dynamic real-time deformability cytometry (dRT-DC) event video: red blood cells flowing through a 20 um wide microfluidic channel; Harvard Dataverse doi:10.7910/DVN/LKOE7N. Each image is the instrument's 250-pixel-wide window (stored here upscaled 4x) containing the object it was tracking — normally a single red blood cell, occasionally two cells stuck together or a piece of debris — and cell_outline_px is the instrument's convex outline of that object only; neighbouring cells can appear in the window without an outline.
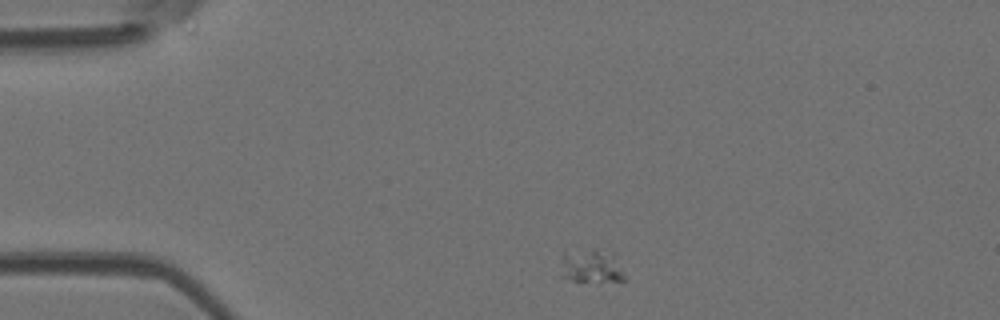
{"species": "Egyptian fruit bat (a non-hibernating species)", "species_latin": "Rousettus aegyptiacus", "temperature_condition": "room temperature", "stored_images_in_passage": 11, "camera_frame_rate_fps": 3000, "um_per_image_px": 0.085, "animal": {"sex": "female"}, "frame": {"image": 1, "passage_image": 1, "time_ms": 0.0, "image_size_px": [1000, 320], "cell_outline_px": [[628, 280], [580, 284], [564, 276], [560, 260], [564, 252], [592, 248], [596, 248], [616, 252]], "centroid_in_image_um": [50.36, 22.63], "position_along_channel_um": 34.6, "area_um2": 13.58}}
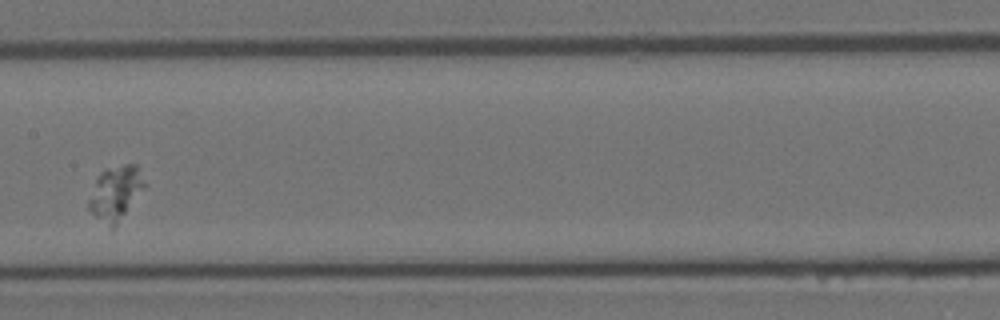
{"frame": {"image": 2, "passage_image": 5, "time_ms": 5.667, "image_size_px": [1000, 320], "cell_outline_px": [[148, 184], [116, 228], [112, 232], [88, 208], [88, 200], [96, 176], [104, 168], [124, 164], [136, 164]], "centroid_in_image_um": [9.84, 16.42], "position_along_channel_um": 197.6, "area_um2": 18.32}}
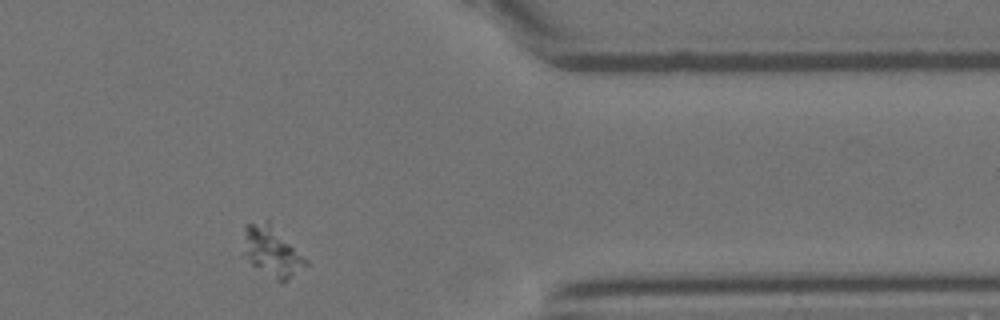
{"frame": {"image": 3, "passage_image": 10, "time_ms": 11.333, "image_size_px": [1000, 320], "cell_outline_px": [[308, 264], [288, 280], [280, 284], [252, 264], [244, 256], [244, 224], [268, 220], [308, 260]], "centroid_in_image_um": [23.12, 21.39], "position_along_channel_um": 388.3, "area_um2": 18.21}}